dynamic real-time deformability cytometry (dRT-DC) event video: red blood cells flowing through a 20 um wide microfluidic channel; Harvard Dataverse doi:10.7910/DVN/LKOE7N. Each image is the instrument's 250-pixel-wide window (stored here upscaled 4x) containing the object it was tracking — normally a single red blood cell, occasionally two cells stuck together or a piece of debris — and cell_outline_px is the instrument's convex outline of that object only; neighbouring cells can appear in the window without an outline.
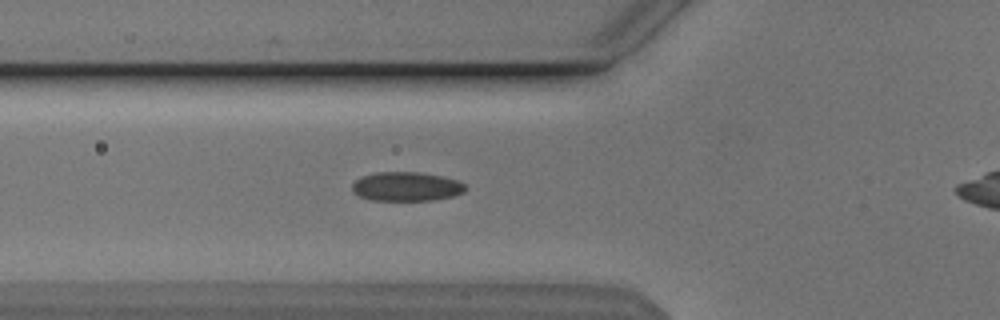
{"species": "Egyptian fruit bat (a non-hibernating species)", "species_latin": "Rousettus aegyptiacus", "temperature_condition": "cold", "stored_images_in_passage": 25, "camera_frame_rate_fps": 3000, "um_per_image_px": 0.085, "animal": {"sex": "male"}, "frame": {"image": 1, "passage_image": 6, "time_ms": 1.667, "image_size_px": [1000, 320], "cell_outline_px": [[468, 188], [464, 192], [452, 196], [432, 200], [368, 200], [352, 192], [352, 184], [360, 176], [376, 172], [420, 172], [440, 176], [456, 180], [464, 184]], "centroid_in_image_um": [34.51, 15.85], "position_along_channel_um": 91.3, "area_um2": 19.25}}
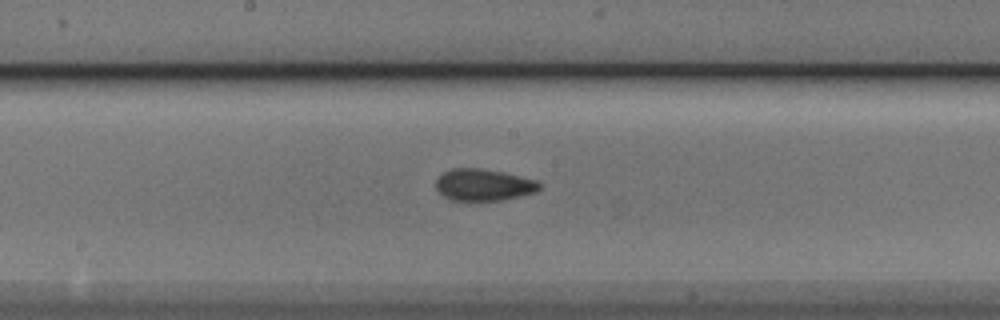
{"frame": {"image": 2, "passage_image": 15, "time_ms": 4.667, "image_size_px": [1000, 320], "cell_outline_px": [[540, 188], [536, 192], [520, 196], [500, 200], [452, 200], [444, 196], [436, 188], [436, 180], [444, 172], [452, 168], [480, 168], [504, 172], [536, 180], [540, 184]], "centroid_in_image_um": [41.11, 15.7], "position_along_channel_um": 207.1, "area_um2": 19.02}}
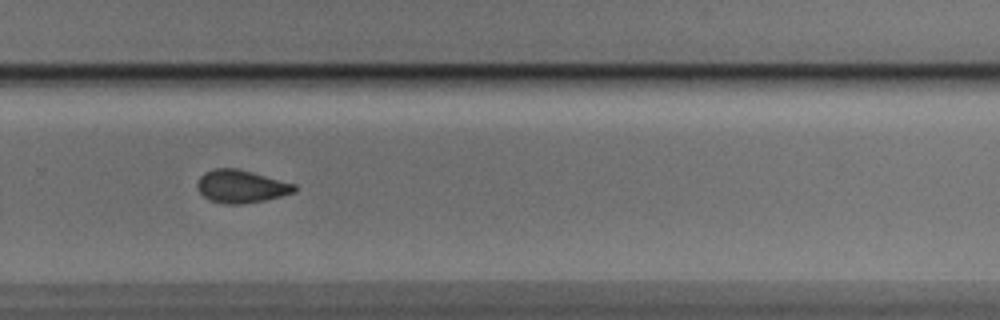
{"frame": {"image": 3, "passage_image": 23, "time_ms": 7.333, "image_size_px": [1000, 320], "cell_outline_px": [[296, 192], [264, 200], [240, 204], [224, 204], [212, 200], [204, 196], [196, 188], [196, 184], [200, 176], [204, 172], [212, 168], [236, 168], [252, 172], [296, 184]], "centroid_in_image_um": [20.48, 15.83], "position_along_channel_um": 309.3, "area_um2": 18.55}}